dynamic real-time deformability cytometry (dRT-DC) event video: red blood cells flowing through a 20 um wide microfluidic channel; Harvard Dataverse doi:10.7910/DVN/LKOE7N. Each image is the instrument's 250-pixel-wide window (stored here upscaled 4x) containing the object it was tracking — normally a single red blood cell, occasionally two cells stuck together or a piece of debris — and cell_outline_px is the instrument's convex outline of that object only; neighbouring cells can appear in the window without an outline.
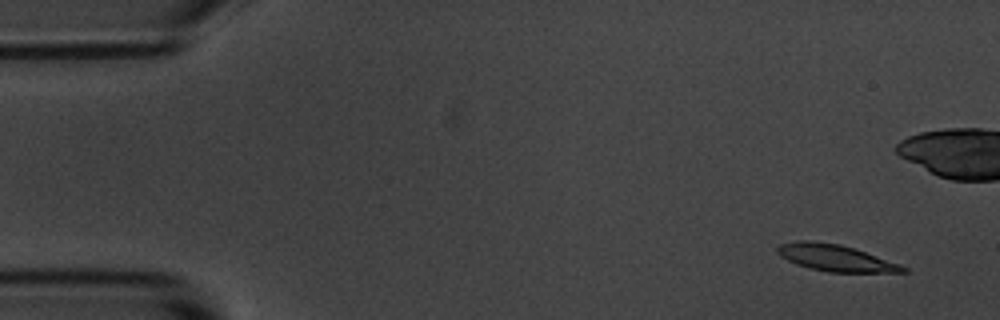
{"species": "common noctule bat (a hibernating species)", "species_latin": "Nyctalus noctula", "temperature_condition": "room temperature", "stored_images_in_passage": 5, "camera_frame_rate_fps": 3000, "um_per_image_px": 0.085, "animal": {"sex": "male", "body_mass_g": 20.1, "forearm_length_mm": 53.5}, "frame": {"image": 1, "passage_image": 1, "time_ms": 0.0, "image_size_px": [1000, 320], "cell_outline_px": [[908, 272], [828, 272], [808, 268], [796, 264], [780, 256], [776, 252], [776, 248], [780, 244], [796, 240], [808, 240], [840, 244], [900, 264], [908, 268]], "centroid_in_image_um": [70.96, 21.92], "position_along_channel_um": 14.0, "area_um2": 19.36}}